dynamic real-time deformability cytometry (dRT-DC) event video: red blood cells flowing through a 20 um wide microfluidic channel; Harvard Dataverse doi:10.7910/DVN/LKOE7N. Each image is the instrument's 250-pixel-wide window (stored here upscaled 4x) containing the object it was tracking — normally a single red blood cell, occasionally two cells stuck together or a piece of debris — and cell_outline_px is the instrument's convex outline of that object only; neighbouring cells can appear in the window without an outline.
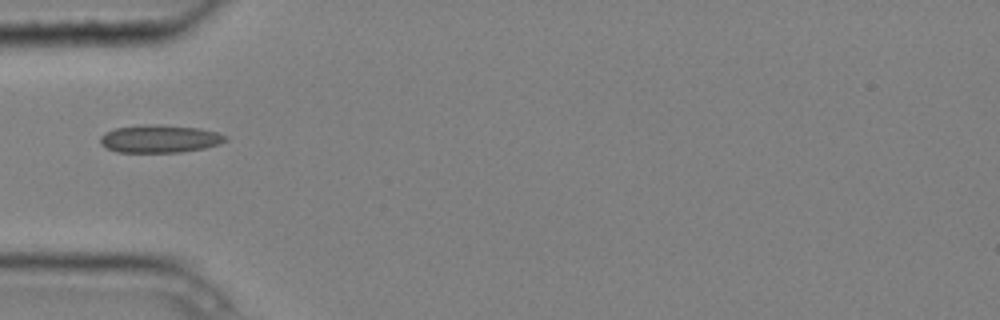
{"species": "common noctule bat (a hibernating species)", "species_latin": "Nyctalus noctula", "temperature_condition": "cold", "stored_images_in_passage": 7, "camera_frame_rate_fps": 3000, "um_per_image_px": 0.085, "animal": {"sex": "male", "body_mass_g": 20.4}, "frame": {"image": 1, "passage_image": 5, "time_ms": 1.333, "image_size_px": [1000, 320], "cell_outline_px": [[228, 140], [220, 144], [204, 148], [180, 152], [116, 152], [100, 144], [100, 136], [104, 132], [116, 128], [144, 124], [156, 124], [200, 128], [216, 132], [228, 136]], "centroid_in_image_um": [13.58, 11.79], "position_along_channel_um": 71.4, "area_um2": 20.4}}
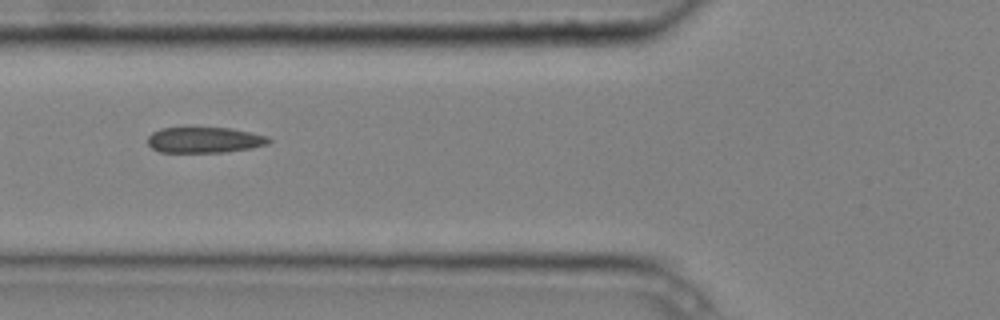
{"frame": {"image": 2, "passage_image": 6, "time_ms": 1.667, "image_size_px": [1000, 320], "cell_outline_px": [[272, 140], [268, 144], [252, 148], [224, 152], [160, 152], [152, 148], [148, 144], [148, 136], [152, 132], [160, 128], [228, 128], [268, 136]], "centroid_in_image_um": [17.37, 11.9], "position_along_channel_um": 108.4, "area_um2": 18.09}}
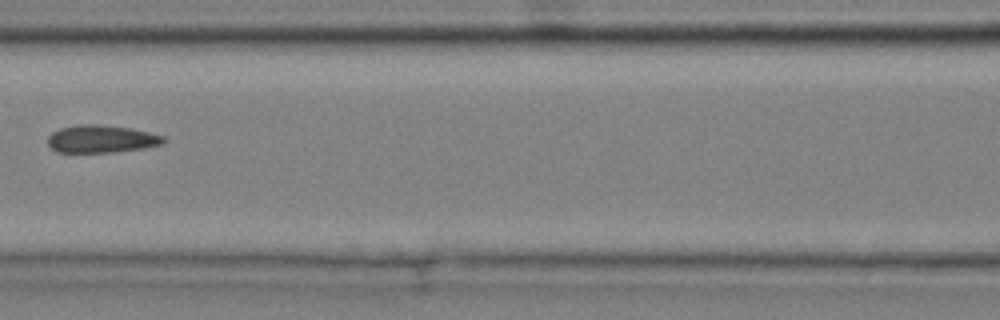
{"frame": {"image": 3, "passage_image": 7, "time_ms": 2.0, "image_size_px": [1000, 320], "cell_outline_px": [[168, 140], [164, 144], [144, 148], [116, 152], [56, 152], [48, 144], [48, 136], [52, 132], [60, 128], [76, 124], [96, 124], [132, 128], [164, 136]], "centroid_in_image_um": [8.64, 11.81], "position_along_channel_um": 158.0, "area_um2": 18.84}}